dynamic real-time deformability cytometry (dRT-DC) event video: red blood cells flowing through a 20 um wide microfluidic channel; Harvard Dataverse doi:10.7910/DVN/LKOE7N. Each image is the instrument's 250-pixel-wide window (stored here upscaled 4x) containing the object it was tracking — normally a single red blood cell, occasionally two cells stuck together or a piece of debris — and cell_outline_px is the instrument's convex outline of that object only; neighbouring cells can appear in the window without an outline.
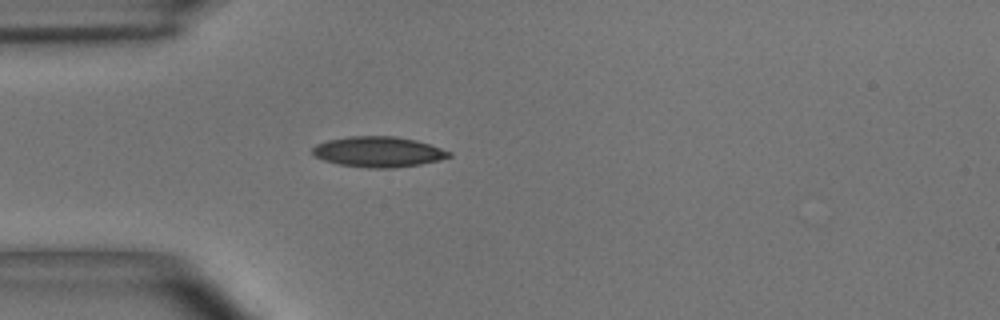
{"species": "common noctule bat (a hibernating species)", "species_latin": "Nyctalus noctula", "temperature_condition": "room temperature", "stored_images_in_passage": 36, "camera_frame_rate_fps": 3000, "um_per_image_px": 0.085, "animal": {"sex": "male", "body_mass_g": 15.6}, "frame": {"image": 1, "passage_image": 1, "time_ms": 0.0, "image_size_px": [1000, 320], "cell_outline_px": [[452, 156], [440, 160], [420, 164], [392, 168], [368, 168], [340, 164], [324, 160], [316, 156], [312, 152], [312, 148], [316, 144], [328, 140], [348, 136], [396, 136], [416, 140], [452, 152]], "centroid_in_image_um": [32.17, 12.9], "position_along_channel_um": 52.8, "area_um2": 24.16}}
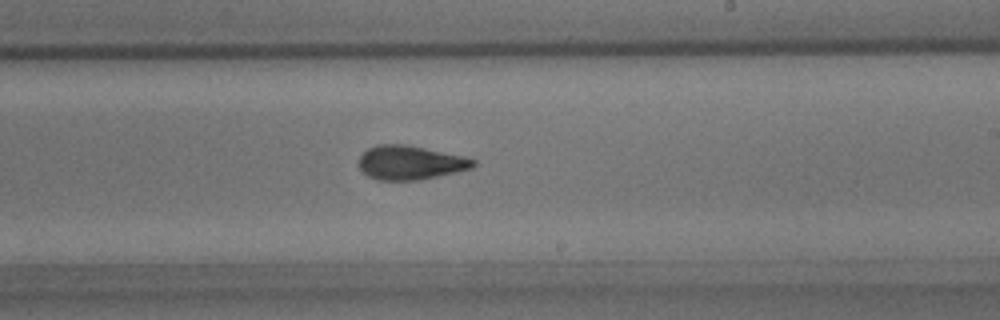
{"frame": {"image": 2, "passage_image": 18, "time_ms": 5.667, "image_size_px": [1000, 320], "cell_outline_px": [[476, 164], [472, 168], [456, 172], [416, 180], [376, 180], [368, 176], [360, 168], [360, 156], [368, 148], [376, 144], [404, 144], [464, 156], [476, 160]], "centroid_in_image_um": [34.87, 13.82], "position_along_channel_um": 254.1, "area_um2": 22.48}}
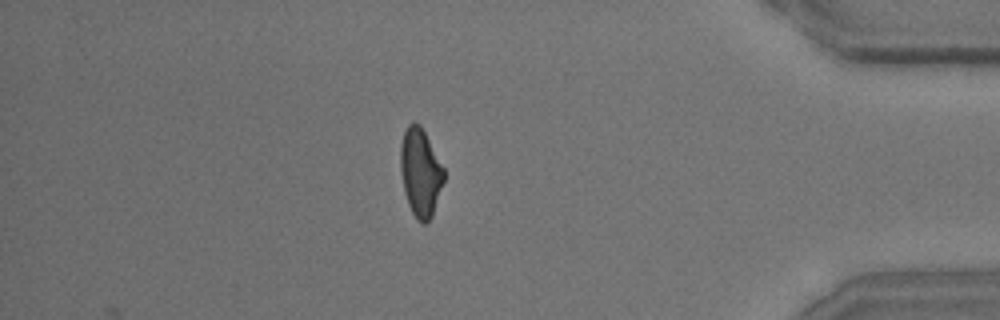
{"frame": {"image": 3, "passage_image": 33, "time_ms": 10.667, "image_size_px": [1000, 320], "cell_outline_px": [[444, 180], [432, 216], [424, 224], [420, 224], [416, 220], [408, 204], [404, 192], [400, 168], [400, 144], [404, 132], [408, 124], [412, 120], [420, 124], [444, 168]], "centroid_in_image_um": [35.72, 14.65], "position_along_channel_um": 399.5, "area_um2": 22.37}, "authors_computed_cell_mechanics": {"area_um2": 22.7443, "velocity_mm_per_s": 3.6545, "shape_relaxation_time_tau1_ms": 4.5223, "shape_relaxation_time_tau2_ms": 1.9242, "deformation_change_tau1": 0.1535, "deformation_change_tau2": 0.0807}}